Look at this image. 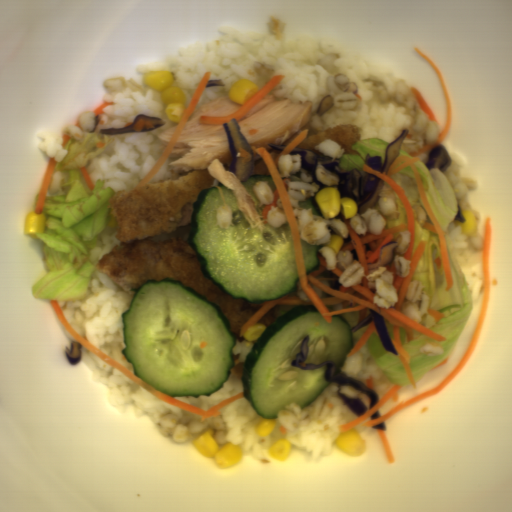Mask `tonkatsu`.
I'll return each mask as SVG.
<instances>
[{
  "mask_svg": "<svg viewBox=\"0 0 512 512\" xmlns=\"http://www.w3.org/2000/svg\"><path fill=\"white\" fill-rule=\"evenodd\" d=\"M220 186L224 185L198 169L113 192L108 208L116 219L118 241L97 266L135 295L149 280L173 279L190 287L219 307L230 322L236 344L246 339L241 335L243 325L265 303L234 299L216 286L203 273L193 247L179 238H150L192 225V207L200 191Z\"/></svg>",
  "mask_w": 512,
  "mask_h": 512,
  "instance_id": "d4beea91",
  "label": "tonkatsu"
},
{
  "mask_svg": "<svg viewBox=\"0 0 512 512\" xmlns=\"http://www.w3.org/2000/svg\"><path fill=\"white\" fill-rule=\"evenodd\" d=\"M326 139H332L339 146L343 147L345 149L344 154L360 155L358 151L353 149V145L358 141H361V135L358 124H343L341 126H338L336 128L319 134L306 136V138L294 148L309 149L312 150L315 154L320 155L321 157H327L330 160L340 162V159L328 157L315 149L316 145L320 144Z\"/></svg>",
  "mask_w": 512,
  "mask_h": 512,
  "instance_id": "3a3dc1c2",
  "label": "tonkatsu"
},
{
  "mask_svg": "<svg viewBox=\"0 0 512 512\" xmlns=\"http://www.w3.org/2000/svg\"><path fill=\"white\" fill-rule=\"evenodd\" d=\"M278 317H280L279 304L274 305L270 308L258 321L255 323H261L265 325V328L273 323Z\"/></svg>",
  "mask_w": 512,
  "mask_h": 512,
  "instance_id": "08166bc2",
  "label": "tonkatsu"
}]
</instances>
